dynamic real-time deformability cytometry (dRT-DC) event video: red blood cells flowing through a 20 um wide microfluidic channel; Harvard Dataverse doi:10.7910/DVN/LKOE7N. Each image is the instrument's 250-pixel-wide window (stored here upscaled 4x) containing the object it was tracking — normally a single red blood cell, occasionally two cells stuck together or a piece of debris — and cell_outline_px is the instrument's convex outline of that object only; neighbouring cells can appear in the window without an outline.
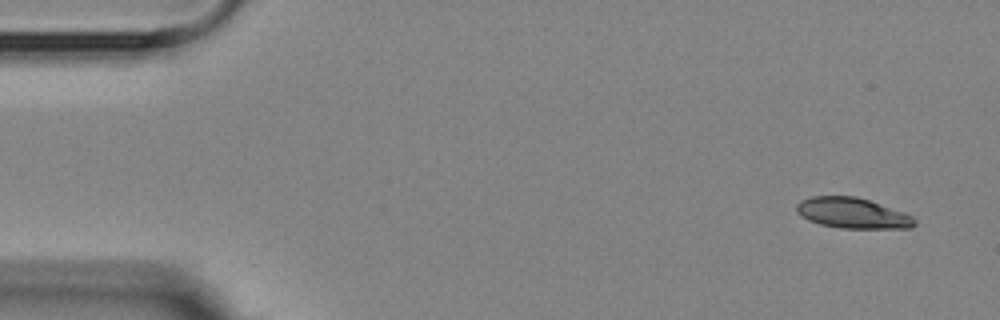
{"species": "Egyptian fruit bat (a non-hibernating species)", "species_latin": "Rousettus aegyptiacus", "temperature_condition": "room temperature", "stored_images_in_passage": 3, "camera_frame_rate_fps": 3000, "um_per_image_px": 0.085, "animal": {"sex": "female"}, "frame": {"image": 1, "passage_image": 1, "time_ms": 0.0, "image_size_px": [1000, 320], "cell_outline_px": [[916, 224], [912, 228], [840, 228], [820, 224], [808, 220], [800, 216], [796, 212], [796, 204], [800, 200], [812, 196], [856, 196], [904, 212], [912, 216], [916, 220]], "centroid_in_image_um": [72.44, 18.11], "position_along_channel_um": 12.6, "area_um2": 21.1}}